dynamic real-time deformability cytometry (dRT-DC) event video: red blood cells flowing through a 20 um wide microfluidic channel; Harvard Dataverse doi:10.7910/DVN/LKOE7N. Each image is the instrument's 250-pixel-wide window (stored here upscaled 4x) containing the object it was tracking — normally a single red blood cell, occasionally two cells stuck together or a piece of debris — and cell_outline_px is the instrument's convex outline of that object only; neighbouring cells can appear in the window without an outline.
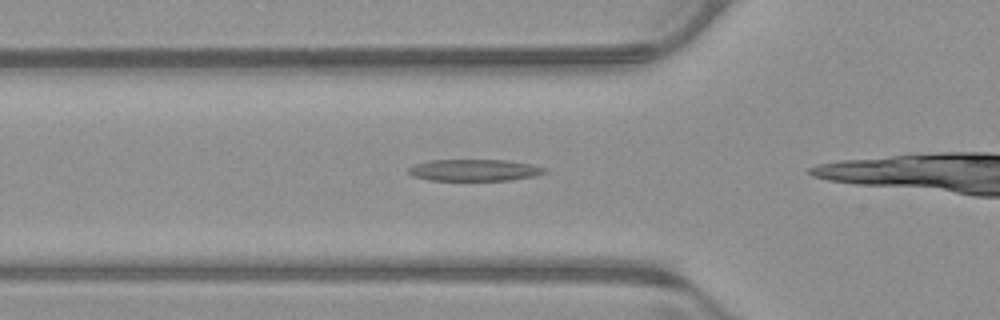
{"species": "common noctule bat (a hibernating species)", "species_latin": "Nyctalus noctula", "temperature_condition": "warm", "stored_images_in_passage": 6, "camera_frame_rate_fps": 3000, "um_per_image_px": 0.085, "animal": {"sex": "male", "body_mass_g": 23.1, "forearm_length_mm": 52.7}, "frame": {"image": 1, "passage_image": 2, "time_ms": 0.333, "image_size_px": [1000, 320], "cell_outline_px": [[548, 172], [536, 176], [508, 180], [428, 180], [412, 176], [408, 172], [408, 168], [416, 164], [432, 160], [508, 160], [532, 164], [548, 168]], "centroid_in_image_um": [40.38, 14.46], "position_along_channel_um": 85.4, "area_um2": 17.28}}
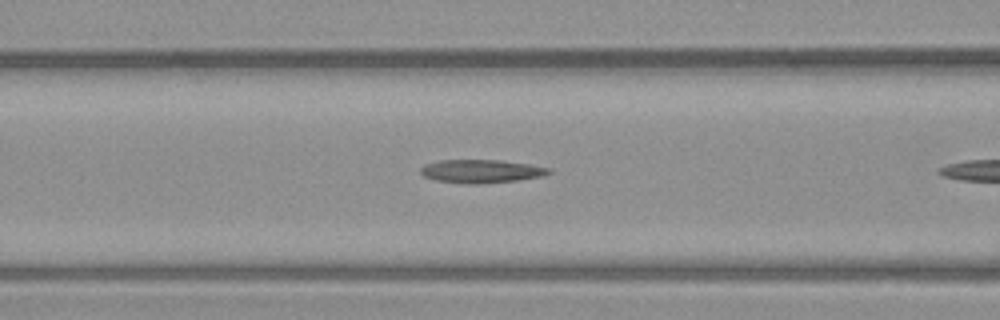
{"frame": {"image": 2, "passage_image": 5, "time_ms": 1.333, "image_size_px": [1000, 320], "cell_outline_px": [[552, 172], [544, 176], [520, 180], [476, 184], [464, 184], [436, 180], [424, 176], [420, 172], [420, 168], [424, 164], [440, 160], [500, 160], [528, 164], [552, 168]], "centroid_in_image_um": [40.92, 14.56], "position_along_channel_um": 125.7, "area_um2": 17.57}}